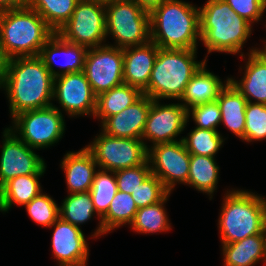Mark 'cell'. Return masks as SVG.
I'll use <instances>...</instances> for the list:
<instances>
[{"label": "cell", "mask_w": 266, "mask_h": 266, "mask_svg": "<svg viewBox=\"0 0 266 266\" xmlns=\"http://www.w3.org/2000/svg\"><path fill=\"white\" fill-rule=\"evenodd\" d=\"M106 38L120 49L140 46L150 41V12L135 0H114L105 4Z\"/></svg>", "instance_id": "cell-7"}, {"label": "cell", "mask_w": 266, "mask_h": 266, "mask_svg": "<svg viewBox=\"0 0 266 266\" xmlns=\"http://www.w3.org/2000/svg\"><path fill=\"white\" fill-rule=\"evenodd\" d=\"M54 33L41 15L28 5L0 11V42L10 59L38 56Z\"/></svg>", "instance_id": "cell-6"}, {"label": "cell", "mask_w": 266, "mask_h": 266, "mask_svg": "<svg viewBox=\"0 0 266 266\" xmlns=\"http://www.w3.org/2000/svg\"><path fill=\"white\" fill-rule=\"evenodd\" d=\"M170 194L171 192L156 204L139 208L129 228L138 234L165 233L170 231L172 226L165 208Z\"/></svg>", "instance_id": "cell-29"}, {"label": "cell", "mask_w": 266, "mask_h": 266, "mask_svg": "<svg viewBox=\"0 0 266 266\" xmlns=\"http://www.w3.org/2000/svg\"><path fill=\"white\" fill-rule=\"evenodd\" d=\"M83 72L96 96L122 85L124 83L123 49L108 43L89 48L86 52Z\"/></svg>", "instance_id": "cell-11"}, {"label": "cell", "mask_w": 266, "mask_h": 266, "mask_svg": "<svg viewBox=\"0 0 266 266\" xmlns=\"http://www.w3.org/2000/svg\"><path fill=\"white\" fill-rule=\"evenodd\" d=\"M64 117L59 109L50 106L18 114L8 128L30 148L44 150L63 138L66 130Z\"/></svg>", "instance_id": "cell-8"}, {"label": "cell", "mask_w": 266, "mask_h": 266, "mask_svg": "<svg viewBox=\"0 0 266 266\" xmlns=\"http://www.w3.org/2000/svg\"><path fill=\"white\" fill-rule=\"evenodd\" d=\"M186 150L192 155L215 157L226 138L216 130L194 127L186 137L182 136Z\"/></svg>", "instance_id": "cell-32"}, {"label": "cell", "mask_w": 266, "mask_h": 266, "mask_svg": "<svg viewBox=\"0 0 266 266\" xmlns=\"http://www.w3.org/2000/svg\"><path fill=\"white\" fill-rule=\"evenodd\" d=\"M87 50L85 46L68 42L58 33H54L44 44L38 57L55 78L63 74L83 71ZM58 56L62 57L63 61L58 62L59 69H55Z\"/></svg>", "instance_id": "cell-17"}, {"label": "cell", "mask_w": 266, "mask_h": 266, "mask_svg": "<svg viewBox=\"0 0 266 266\" xmlns=\"http://www.w3.org/2000/svg\"><path fill=\"white\" fill-rule=\"evenodd\" d=\"M221 110V124L239 139L245 134L246 98L229 81L217 98Z\"/></svg>", "instance_id": "cell-24"}, {"label": "cell", "mask_w": 266, "mask_h": 266, "mask_svg": "<svg viewBox=\"0 0 266 266\" xmlns=\"http://www.w3.org/2000/svg\"><path fill=\"white\" fill-rule=\"evenodd\" d=\"M206 65L207 62L190 79L179 100L187 110L199 104L216 101L221 90L229 82V77L223 82L219 76L207 70Z\"/></svg>", "instance_id": "cell-22"}, {"label": "cell", "mask_w": 266, "mask_h": 266, "mask_svg": "<svg viewBox=\"0 0 266 266\" xmlns=\"http://www.w3.org/2000/svg\"><path fill=\"white\" fill-rule=\"evenodd\" d=\"M10 58L6 55L4 48L0 42V87L3 83Z\"/></svg>", "instance_id": "cell-41"}, {"label": "cell", "mask_w": 266, "mask_h": 266, "mask_svg": "<svg viewBox=\"0 0 266 266\" xmlns=\"http://www.w3.org/2000/svg\"><path fill=\"white\" fill-rule=\"evenodd\" d=\"M143 93L136 87L123 83L113 87L109 91L103 92L97 96L95 119L103 122L107 117L118 114L123 109L137 101Z\"/></svg>", "instance_id": "cell-28"}, {"label": "cell", "mask_w": 266, "mask_h": 266, "mask_svg": "<svg viewBox=\"0 0 266 266\" xmlns=\"http://www.w3.org/2000/svg\"><path fill=\"white\" fill-rule=\"evenodd\" d=\"M168 193L161 180L154 174H150L131 196L139 209L160 202Z\"/></svg>", "instance_id": "cell-36"}, {"label": "cell", "mask_w": 266, "mask_h": 266, "mask_svg": "<svg viewBox=\"0 0 266 266\" xmlns=\"http://www.w3.org/2000/svg\"><path fill=\"white\" fill-rule=\"evenodd\" d=\"M54 77L38 56L14 57L0 87L9 103L10 117L53 105Z\"/></svg>", "instance_id": "cell-1"}, {"label": "cell", "mask_w": 266, "mask_h": 266, "mask_svg": "<svg viewBox=\"0 0 266 266\" xmlns=\"http://www.w3.org/2000/svg\"><path fill=\"white\" fill-rule=\"evenodd\" d=\"M178 139L179 141L160 143L148 149L151 174L157 176L171 193L177 183H187L190 169V153L182 138Z\"/></svg>", "instance_id": "cell-14"}, {"label": "cell", "mask_w": 266, "mask_h": 266, "mask_svg": "<svg viewBox=\"0 0 266 266\" xmlns=\"http://www.w3.org/2000/svg\"><path fill=\"white\" fill-rule=\"evenodd\" d=\"M28 0H0V11L27 6Z\"/></svg>", "instance_id": "cell-40"}, {"label": "cell", "mask_w": 266, "mask_h": 266, "mask_svg": "<svg viewBox=\"0 0 266 266\" xmlns=\"http://www.w3.org/2000/svg\"><path fill=\"white\" fill-rule=\"evenodd\" d=\"M197 49L159 48L151 77L143 93L154 100L179 101L187 84L199 68L207 62L197 61Z\"/></svg>", "instance_id": "cell-5"}, {"label": "cell", "mask_w": 266, "mask_h": 266, "mask_svg": "<svg viewBox=\"0 0 266 266\" xmlns=\"http://www.w3.org/2000/svg\"><path fill=\"white\" fill-rule=\"evenodd\" d=\"M266 26V25H265ZM262 43H264V44H262L263 46L261 47L265 52H266V41L265 40H263V41H261Z\"/></svg>", "instance_id": "cell-44"}, {"label": "cell", "mask_w": 266, "mask_h": 266, "mask_svg": "<svg viewBox=\"0 0 266 266\" xmlns=\"http://www.w3.org/2000/svg\"><path fill=\"white\" fill-rule=\"evenodd\" d=\"M201 42L207 53L221 52L243 56L244 44L253 25L240 17L224 0H207L199 7Z\"/></svg>", "instance_id": "cell-2"}, {"label": "cell", "mask_w": 266, "mask_h": 266, "mask_svg": "<svg viewBox=\"0 0 266 266\" xmlns=\"http://www.w3.org/2000/svg\"><path fill=\"white\" fill-rule=\"evenodd\" d=\"M80 0H28V6L36 10L47 25L57 33L70 19Z\"/></svg>", "instance_id": "cell-31"}, {"label": "cell", "mask_w": 266, "mask_h": 266, "mask_svg": "<svg viewBox=\"0 0 266 266\" xmlns=\"http://www.w3.org/2000/svg\"><path fill=\"white\" fill-rule=\"evenodd\" d=\"M137 211L138 208L131 194L117 191L107 213L101 218L104 231L108 234L121 226H130Z\"/></svg>", "instance_id": "cell-30"}, {"label": "cell", "mask_w": 266, "mask_h": 266, "mask_svg": "<svg viewBox=\"0 0 266 266\" xmlns=\"http://www.w3.org/2000/svg\"><path fill=\"white\" fill-rule=\"evenodd\" d=\"M117 191L118 187L114 172L98 168L89 192L96 213L101 218L107 213Z\"/></svg>", "instance_id": "cell-33"}, {"label": "cell", "mask_w": 266, "mask_h": 266, "mask_svg": "<svg viewBox=\"0 0 266 266\" xmlns=\"http://www.w3.org/2000/svg\"><path fill=\"white\" fill-rule=\"evenodd\" d=\"M57 33L64 40L87 49L107 44L105 4L80 0Z\"/></svg>", "instance_id": "cell-10"}, {"label": "cell", "mask_w": 266, "mask_h": 266, "mask_svg": "<svg viewBox=\"0 0 266 266\" xmlns=\"http://www.w3.org/2000/svg\"><path fill=\"white\" fill-rule=\"evenodd\" d=\"M44 174L18 176L0 188V212L8 213L14 205L25 206L43 192L39 179Z\"/></svg>", "instance_id": "cell-25"}, {"label": "cell", "mask_w": 266, "mask_h": 266, "mask_svg": "<svg viewBox=\"0 0 266 266\" xmlns=\"http://www.w3.org/2000/svg\"><path fill=\"white\" fill-rule=\"evenodd\" d=\"M219 170L216 157L190 154V169L185 185L207 194L212 200L217 190Z\"/></svg>", "instance_id": "cell-27"}, {"label": "cell", "mask_w": 266, "mask_h": 266, "mask_svg": "<svg viewBox=\"0 0 266 266\" xmlns=\"http://www.w3.org/2000/svg\"><path fill=\"white\" fill-rule=\"evenodd\" d=\"M118 191L132 194L151 174L149 161L136 167L114 172Z\"/></svg>", "instance_id": "cell-38"}, {"label": "cell", "mask_w": 266, "mask_h": 266, "mask_svg": "<svg viewBox=\"0 0 266 266\" xmlns=\"http://www.w3.org/2000/svg\"><path fill=\"white\" fill-rule=\"evenodd\" d=\"M151 103L152 99L143 94L132 105L100 123V131L116 138L141 139Z\"/></svg>", "instance_id": "cell-19"}, {"label": "cell", "mask_w": 266, "mask_h": 266, "mask_svg": "<svg viewBox=\"0 0 266 266\" xmlns=\"http://www.w3.org/2000/svg\"><path fill=\"white\" fill-rule=\"evenodd\" d=\"M2 134L0 188L18 176L45 174L46 163L38 153L36 154V149L30 148L8 127Z\"/></svg>", "instance_id": "cell-13"}, {"label": "cell", "mask_w": 266, "mask_h": 266, "mask_svg": "<svg viewBox=\"0 0 266 266\" xmlns=\"http://www.w3.org/2000/svg\"><path fill=\"white\" fill-rule=\"evenodd\" d=\"M240 17L252 25L263 18L266 0H224Z\"/></svg>", "instance_id": "cell-39"}, {"label": "cell", "mask_w": 266, "mask_h": 266, "mask_svg": "<svg viewBox=\"0 0 266 266\" xmlns=\"http://www.w3.org/2000/svg\"><path fill=\"white\" fill-rule=\"evenodd\" d=\"M221 246L223 266H255L262 261L266 265V233Z\"/></svg>", "instance_id": "cell-23"}, {"label": "cell", "mask_w": 266, "mask_h": 266, "mask_svg": "<svg viewBox=\"0 0 266 266\" xmlns=\"http://www.w3.org/2000/svg\"><path fill=\"white\" fill-rule=\"evenodd\" d=\"M60 161L68 194L90 191L99 168L93 154L83 147L79 151H68Z\"/></svg>", "instance_id": "cell-21"}, {"label": "cell", "mask_w": 266, "mask_h": 266, "mask_svg": "<svg viewBox=\"0 0 266 266\" xmlns=\"http://www.w3.org/2000/svg\"><path fill=\"white\" fill-rule=\"evenodd\" d=\"M266 139V105L248 102L245 108V134L242 142Z\"/></svg>", "instance_id": "cell-35"}, {"label": "cell", "mask_w": 266, "mask_h": 266, "mask_svg": "<svg viewBox=\"0 0 266 266\" xmlns=\"http://www.w3.org/2000/svg\"><path fill=\"white\" fill-rule=\"evenodd\" d=\"M49 228L54 229L51 250L58 266H87L90 249L82 229L60 217Z\"/></svg>", "instance_id": "cell-16"}, {"label": "cell", "mask_w": 266, "mask_h": 266, "mask_svg": "<svg viewBox=\"0 0 266 266\" xmlns=\"http://www.w3.org/2000/svg\"><path fill=\"white\" fill-rule=\"evenodd\" d=\"M218 217L221 244L266 233V197L244 189L225 192Z\"/></svg>", "instance_id": "cell-4"}, {"label": "cell", "mask_w": 266, "mask_h": 266, "mask_svg": "<svg viewBox=\"0 0 266 266\" xmlns=\"http://www.w3.org/2000/svg\"><path fill=\"white\" fill-rule=\"evenodd\" d=\"M144 10L151 12L165 0H135Z\"/></svg>", "instance_id": "cell-42"}, {"label": "cell", "mask_w": 266, "mask_h": 266, "mask_svg": "<svg viewBox=\"0 0 266 266\" xmlns=\"http://www.w3.org/2000/svg\"><path fill=\"white\" fill-rule=\"evenodd\" d=\"M85 147L100 169L112 172L136 167L148 160V149L142 139L116 138L101 131Z\"/></svg>", "instance_id": "cell-9"}, {"label": "cell", "mask_w": 266, "mask_h": 266, "mask_svg": "<svg viewBox=\"0 0 266 266\" xmlns=\"http://www.w3.org/2000/svg\"><path fill=\"white\" fill-rule=\"evenodd\" d=\"M188 120L190 117L196 124L195 127L218 131L221 125V110L217 101L193 106L187 110Z\"/></svg>", "instance_id": "cell-37"}, {"label": "cell", "mask_w": 266, "mask_h": 266, "mask_svg": "<svg viewBox=\"0 0 266 266\" xmlns=\"http://www.w3.org/2000/svg\"><path fill=\"white\" fill-rule=\"evenodd\" d=\"M97 96L93 93L83 71L71 72L54 78L53 100L58 101L59 109L68 117H94ZM60 107L62 109H60Z\"/></svg>", "instance_id": "cell-15"}, {"label": "cell", "mask_w": 266, "mask_h": 266, "mask_svg": "<svg viewBox=\"0 0 266 266\" xmlns=\"http://www.w3.org/2000/svg\"><path fill=\"white\" fill-rule=\"evenodd\" d=\"M199 7L184 0H165L150 12V41L159 48L198 49Z\"/></svg>", "instance_id": "cell-3"}, {"label": "cell", "mask_w": 266, "mask_h": 266, "mask_svg": "<svg viewBox=\"0 0 266 266\" xmlns=\"http://www.w3.org/2000/svg\"><path fill=\"white\" fill-rule=\"evenodd\" d=\"M159 46L152 41L140 46L123 49V80L125 84L147 89Z\"/></svg>", "instance_id": "cell-20"}, {"label": "cell", "mask_w": 266, "mask_h": 266, "mask_svg": "<svg viewBox=\"0 0 266 266\" xmlns=\"http://www.w3.org/2000/svg\"><path fill=\"white\" fill-rule=\"evenodd\" d=\"M24 207L33 222L45 228L51 227L60 217L59 205L46 192H41Z\"/></svg>", "instance_id": "cell-34"}, {"label": "cell", "mask_w": 266, "mask_h": 266, "mask_svg": "<svg viewBox=\"0 0 266 266\" xmlns=\"http://www.w3.org/2000/svg\"><path fill=\"white\" fill-rule=\"evenodd\" d=\"M60 218L68 223L80 228L81 225L98 216V225L94 233L90 236L97 239L107 234L101 224V217L96 213L89 191L68 194L59 205ZM95 237V238H94Z\"/></svg>", "instance_id": "cell-26"}, {"label": "cell", "mask_w": 266, "mask_h": 266, "mask_svg": "<svg viewBox=\"0 0 266 266\" xmlns=\"http://www.w3.org/2000/svg\"><path fill=\"white\" fill-rule=\"evenodd\" d=\"M248 51L246 56H241L247 60L244 66H240V71L244 67V75L239 80L231 76L229 81L248 102L266 105V52L261 47H252Z\"/></svg>", "instance_id": "cell-18"}, {"label": "cell", "mask_w": 266, "mask_h": 266, "mask_svg": "<svg viewBox=\"0 0 266 266\" xmlns=\"http://www.w3.org/2000/svg\"><path fill=\"white\" fill-rule=\"evenodd\" d=\"M188 122L187 109L179 101L163 104L152 99L141 139L147 149L160 143L179 141L177 138L183 134ZM148 141L152 144L148 145Z\"/></svg>", "instance_id": "cell-12"}, {"label": "cell", "mask_w": 266, "mask_h": 266, "mask_svg": "<svg viewBox=\"0 0 266 266\" xmlns=\"http://www.w3.org/2000/svg\"><path fill=\"white\" fill-rule=\"evenodd\" d=\"M83 1H91V2H99V3H102V4H108L114 0H83Z\"/></svg>", "instance_id": "cell-43"}]
</instances>
